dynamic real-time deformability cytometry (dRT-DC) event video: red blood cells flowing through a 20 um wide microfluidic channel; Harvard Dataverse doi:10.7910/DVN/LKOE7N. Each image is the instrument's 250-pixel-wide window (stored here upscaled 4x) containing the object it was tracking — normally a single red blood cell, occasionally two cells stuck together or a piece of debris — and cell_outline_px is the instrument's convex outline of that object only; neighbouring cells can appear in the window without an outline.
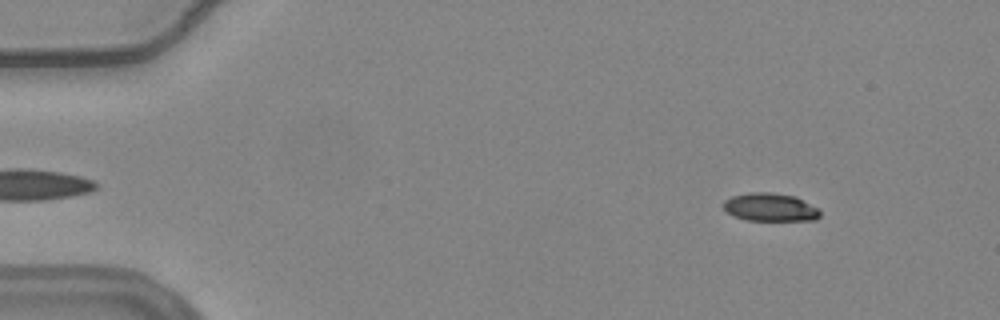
{"species": "common noctule bat (a hibernating species)", "species_latin": "Nyctalus noctula", "temperature_condition": "warm", "stored_images_in_passage": 53, "camera_frame_rate_fps": 3000, "um_per_image_px": 0.085, "animal": {"sex": "female", "body_mass_g": 24.6, "forearm_length_mm": 56.2}, "frame": {"image": 1, "passage_image": 4, "time_ms": 1.0, "image_size_px": [1000, 320], "cell_outline_px": [[820, 216], [816, 220], [748, 220], [732, 216], [724, 212], [724, 200], [732, 196], [748, 192], [772, 192], [796, 196], [816, 208], [820, 212]], "centroid_in_image_um": [65.42, 17.61], "position_along_channel_um": 19.6, "area_um2": 15.9}}
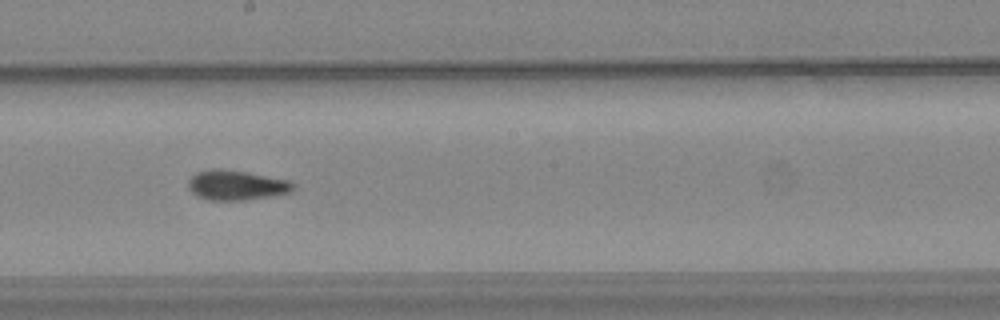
{"frame": {"image": 2, "passage_image": 29, "time_ms": 9.333, "image_size_px": [1000, 320], "cell_outline_px": [[296, 188], [292, 192], [276, 196], [248, 200], [208, 200], [196, 196], [188, 188], [188, 180], [196, 172], [216, 168], [220, 168], [244, 172], [288, 180], [296, 184]], "centroid_in_image_um": [20.12, 15.76], "position_along_channel_um": 228.1, "area_um2": 18.5}}
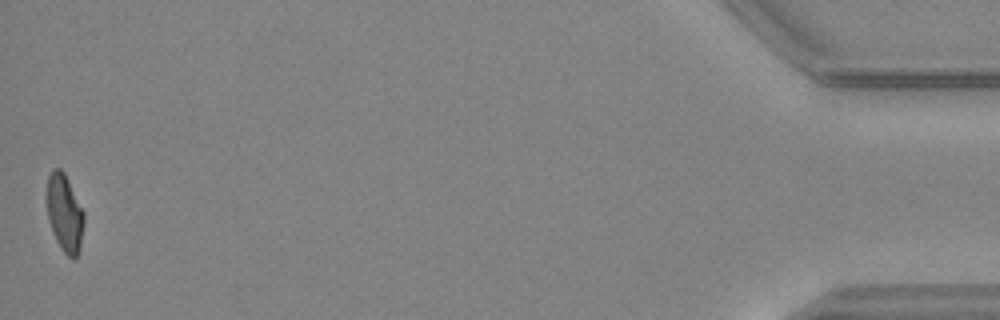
{"frame": {"image": 3, "passage_image": 53, "time_ms": 17.333, "image_size_px": [1000, 320], "cell_outline_px": [[84, 224], [80, 248], [76, 256], [72, 260], [60, 248], [52, 232], [48, 220], [44, 196], [48, 176], [52, 168], [60, 168], [64, 172], [84, 212]], "centroid_in_image_um": [5.45, 18.09], "position_along_channel_um": 429.8, "area_um2": 17.28}, "authors_computed_cell_mechanics": {"area_um2": 17.5134, "velocity_mm_per_s": 3.7138, "shape_relaxation_time_tau1_ms": null, "shape_relaxation_time_tau2_ms": 2.332, "deformation_change_tau1": null, "deformation_change_tau2": 0.0769}}